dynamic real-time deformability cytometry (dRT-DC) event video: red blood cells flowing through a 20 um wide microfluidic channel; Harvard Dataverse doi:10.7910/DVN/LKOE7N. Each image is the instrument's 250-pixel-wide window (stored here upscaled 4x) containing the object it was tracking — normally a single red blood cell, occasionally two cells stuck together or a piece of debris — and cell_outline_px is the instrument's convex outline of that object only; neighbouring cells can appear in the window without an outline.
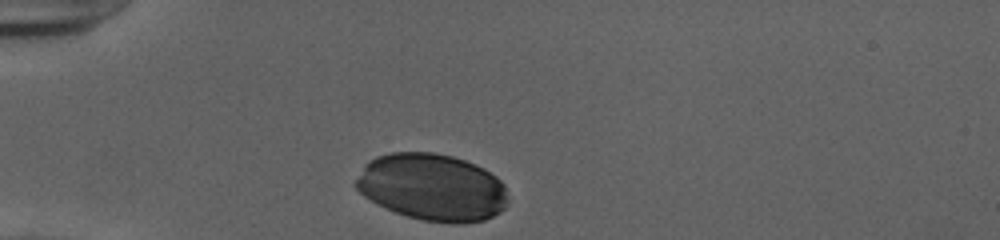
{"species": "human", "species_latin": "Homo sapiens", "temperature_condition": "cold", "stored_images_in_passage": 30, "camera_frame_rate_fps": 3000, "um_per_image_px": 0.085, "donor": {"sex": "female"}, "frame": {"image": 1, "passage_image": 1, "time_ms": 0.0, "image_size_px": [1000, 240], "cell_outline_px": [[508, 204], [500, 212], [484, 220], [460, 224], [452, 224], [424, 220], [408, 216], [396, 212], [376, 204], [364, 196], [352, 184], [364, 164], [368, 160], [376, 156], [392, 152], [432, 152], [452, 156], [476, 164], [484, 168], [496, 176], [504, 184], [508, 200]], "centroid_in_image_um": [36.72, 15.91], "position_along_channel_um": 48.3, "area_um2": 59.88}}
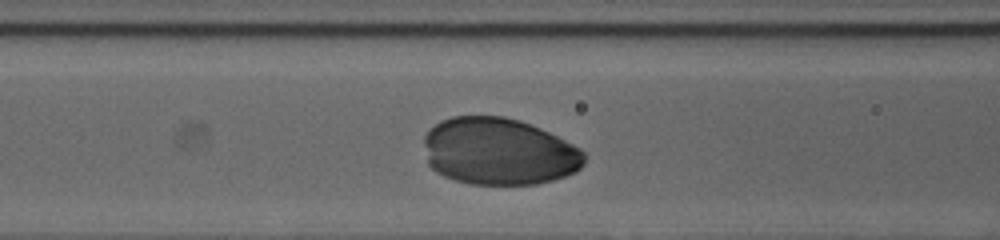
{"frame": {"image": 2, "passage_image": 9, "time_ms": 2.667, "image_size_px": [1000, 240], "cell_outline_px": [[584, 164], [576, 172], [552, 180], [536, 184], [468, 184], [444, 176], [436, 172], [428, 164], [424, 144], [424, 136], [428, 128], [440, 120], [452, 116], [504, 116], [520, 120], [540, 128], [580, 148], [584, 152]], "centroid_in_image_um": [42.37, 12.87], "position_along_channel_um": 124.2, "area_um2": 62.94}}